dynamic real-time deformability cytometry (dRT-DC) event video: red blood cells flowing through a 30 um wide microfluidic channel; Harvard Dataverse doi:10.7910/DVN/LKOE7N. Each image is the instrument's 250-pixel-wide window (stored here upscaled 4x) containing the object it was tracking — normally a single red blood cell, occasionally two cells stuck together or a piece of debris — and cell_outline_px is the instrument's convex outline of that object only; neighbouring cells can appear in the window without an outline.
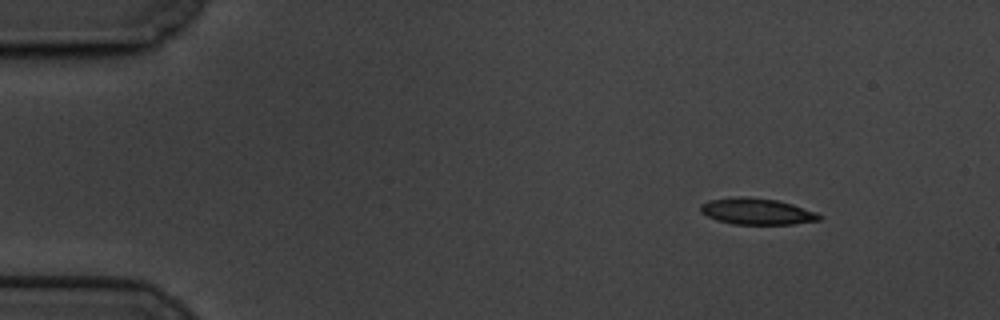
{"species": "common noctule bat (a hibernating species)", "species_latin": "Nyctalus noctula", "temperature_condition": "cold", "stored_images_in_passage": 54, "camera_frame_rate_fps": 3000, "um_per_image_px": 0.085, "animal": {"sex": "male", "body_mass_g": 19.5, "forearm_length_mm": 54.6}, "frame": {"image": 1, "passage_image": 1, "time_ms": 0.0, "image_size_px": [1000, 320], "cell_outline_px": [[820, 220], [792, 224], [732, 224], [716, 220], [700, 212], [700, 204], [708, 200], [740, 196], [776, 200], [792, 204], [816, 212], [820, 216]], "centroid_in_image_um": [64.28, 17.97], "position_along_channel_um": 20.7, "area_um2": 18.09}}
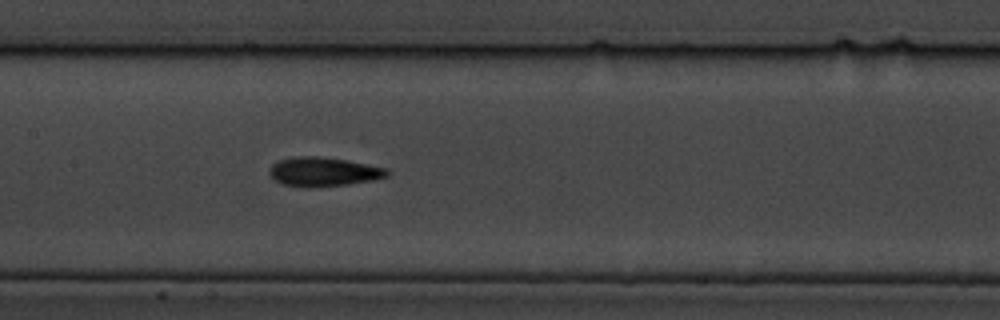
{"frame": {"image": 2, "passage_image": 23, "time_ms": 7.333, "image_size_px": [1000, 320], "cell_outline_px": [[392, 172], [388, 176], [376, 180], [348, 184], [280, 184], [268, 172], [268, 168], [272, 164], [280, 160], [296, 156], [316, 156], [348, 160], [388, 168]], "centroid_in_image_um": [27.58, 14.55], "position_along_channel_um": 179.8, "area_um2": 19.31}}
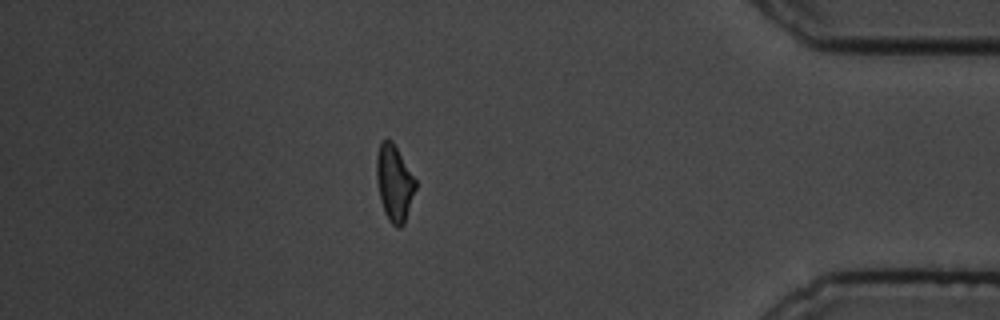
{"frame": {"image": 3, "passage_image": 46, "time_ms": 15.0, "image_size_px": [1000, 320], "cell_outline_px": [[416, 188], [404, 224], [400, 228], [396, 228], [388, 220], [384, 212], [380, 200], [376, 180], [376, 156], [380, 144], [384, 140], [392, 140], [416, 180]], "centroid_in_image_um": [33.5, 15.58], "position_along_channel_um": 401.7, "area_um2": 17.34}, "authors_computed_cell_mechanics": {"area_um2": 18.4093, "velocity_mm_per_s": 3.3757, "shape_relaxation_time_tau1_ms": 5.0072, "shape_relaxation_time_tau2_ms": 5.9462, "deformation_change_tau1": 0.1453, "deformation_change_tau2": 0.1289}}